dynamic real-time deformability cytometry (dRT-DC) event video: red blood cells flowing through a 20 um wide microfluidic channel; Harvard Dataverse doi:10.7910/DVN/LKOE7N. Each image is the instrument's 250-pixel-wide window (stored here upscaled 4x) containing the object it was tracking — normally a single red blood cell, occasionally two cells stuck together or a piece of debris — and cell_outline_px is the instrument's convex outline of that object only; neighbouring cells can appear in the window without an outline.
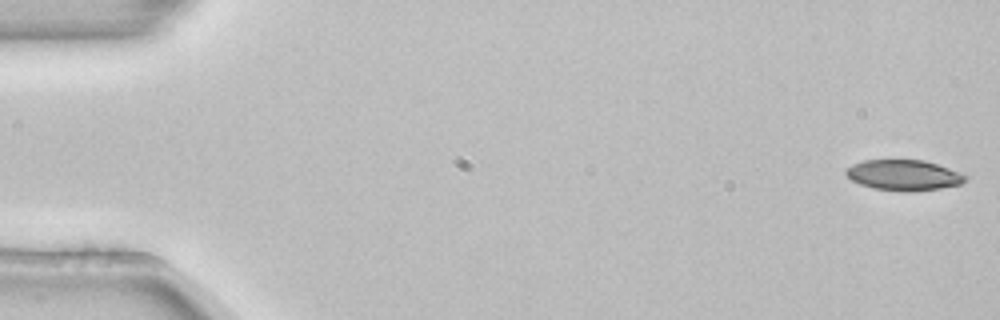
{"species": "common noctule bat (a hibernating species)", "species_latin": "Nyctalus noctula", "temperature_condition": "room temperature", "stored_images_in_passage": 4, "camera_frame_rate_fps": 3000, "um_per_image_px": 0.085, "animal": {"sex": "female", "body_mass_g": 22.7, "forearm_length_mm": 54.2}, "frame": {"image": 1, "passage_image": 1, "time_ms": 0.0, "image_size_px": [1000, 320], "cell_outline_px": [[968, 176], [960, 184], [940, 188], [912, 192], [904, 192], [872, 188], [860, 184], [852, 180], [844, 172], [852, 164], [864, 160], [924, 160], [960, 172]], "centroid_in_image_um": [76.8, 14.89], "position_along_channel_um": 8.2, "area_um2": 21.21}}
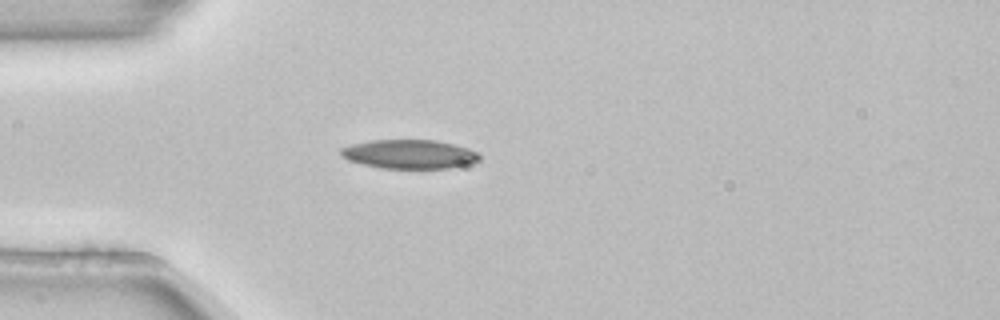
{"frame": {"image": 2, "passage_image": 4, "time_ms": 1.0, "image_size_px": [1000, 320], "cell_outline_px": [[480, 160], [472, 164], [452, 168], [380, 168], [348, 160], [340, 156], [340, 148], [352, 144], [372, 140], [436, 140], [468, 148], [476, 152], [480, 156]], "centroid_in_image_um": [34.81, 13.11], "position_along_channel_um": 50.2, "area_um2": 23.47}}